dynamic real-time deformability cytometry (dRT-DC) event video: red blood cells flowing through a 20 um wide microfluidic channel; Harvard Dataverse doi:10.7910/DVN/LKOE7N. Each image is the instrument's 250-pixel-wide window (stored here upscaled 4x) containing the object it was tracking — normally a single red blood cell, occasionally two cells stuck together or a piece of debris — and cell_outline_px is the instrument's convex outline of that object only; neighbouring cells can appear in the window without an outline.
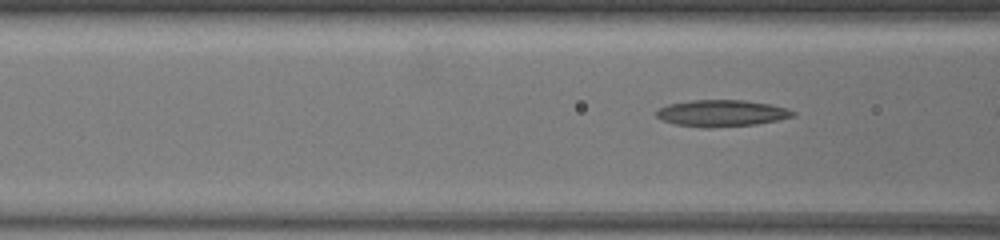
{"species": "common noctule bat (a hibernating species)", "species_latin": "Nyctalus noctula", "temperature_condition": "warm", "stored_images_in_passage": 6, "camera_frame_rate_fps": 3000, "um_per_image_px": 0.085, "animal": {"sex": "female", "body_mass_g": 19.5, "forearm_length_mm": 54.1}, "frame": {"image": 1, "passage_image": 4, "time_ms": 1.0, "image_size_px": [1000, 240], "cell_outline_px": [[796, 116], [756, 124], [708, 128], [704, 128], [676, 124], [660, 120], [656, 116], [656, 112], [660, 108], [668, 104], [692, 100], [744, 100], [768, 104], [784, 108], [796, 112]], "centroid_in_image_um": [61.3, 9.63], "position_along_channel_um": 105.3, "area_um2": 21.04}}